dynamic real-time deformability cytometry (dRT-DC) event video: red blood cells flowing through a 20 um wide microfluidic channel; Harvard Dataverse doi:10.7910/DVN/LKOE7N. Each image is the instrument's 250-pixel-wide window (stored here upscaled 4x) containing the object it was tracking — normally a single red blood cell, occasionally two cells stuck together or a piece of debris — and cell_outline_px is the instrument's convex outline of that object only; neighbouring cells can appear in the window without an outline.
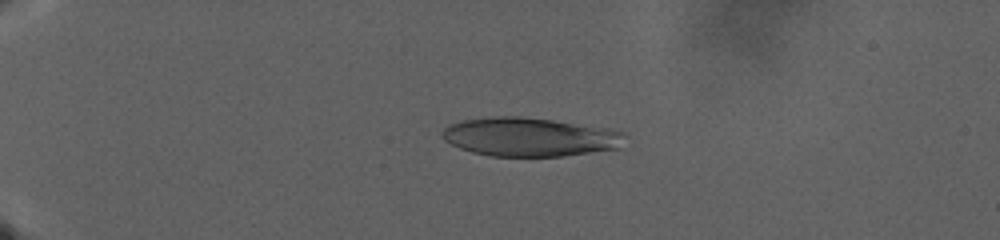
{"species": "human", "species_latin": "Homo sapiens", "temperature_condition": "warm", "stored_images_in_passage": 126, "camera_frame_rate_fps": 3000, "um_per_image_px": 0.085, "donor": {"sex": "male"}, "frame": {"image": 1, "passage_image": 30, "time_ms": 9.667, "image_size_px": [1000, 240], "cell_outline_px": [[628, 136], [620, 148], [564, 156], [492, 156], [472, 152], [460, 148], [444, 140], [440, 132], [448, 124], [460, 120], [492, 116], [524, 116], [608, 128], [624, 132]], "centroid_in_image_um": [45.03, 11.63], "position_along_channel_um": 40.0, "area_um2": 41.67}}
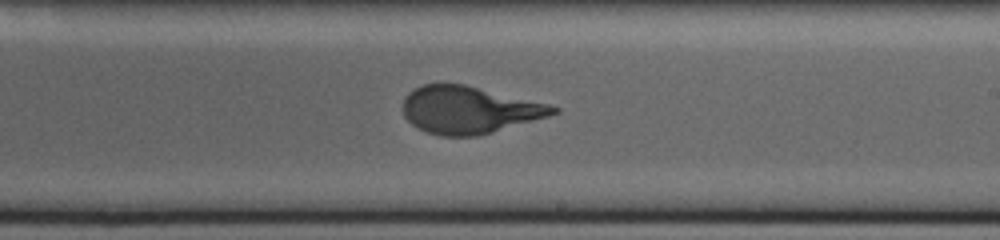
{"frame": {"image": 2, "passage_image": 81, "time_ms": 26.667, "image_size_px": [1000, 240], "cell_outline_px": [[560, 112], [548, 116], [492, 132], [476, 136], [440, 136], [428, 132], [412, 124], [404, 116], [404, 96], [408, 92], [424, 84], [464, 84], [548, 104], [560, 108]], "centroid_in_image_um": [39.86, 9.34], "position_along_channel_um": 249.1, "area_um2": 40.86}}
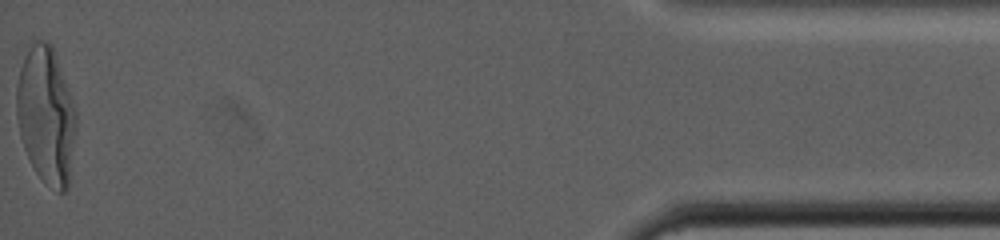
{"frame": {"image": 3, "passage_image": 126, "time_ms": 41.667, "image_size_px": [1000, 240], "cell_outline_px": [[76, 128], [68, 188], [64, 192], [60, 192], [44, 180], [36, 172], [24, 148], [20, 136], [16, 112], [16, 88], [20, 68], [32, 44], [36, 40], [44, 40], [52, 44], [76, 108]], "centroid_in_image_um": [3.93, 9.78], "position_along_channel_um": 431.3, "area_um2": 47.16}}